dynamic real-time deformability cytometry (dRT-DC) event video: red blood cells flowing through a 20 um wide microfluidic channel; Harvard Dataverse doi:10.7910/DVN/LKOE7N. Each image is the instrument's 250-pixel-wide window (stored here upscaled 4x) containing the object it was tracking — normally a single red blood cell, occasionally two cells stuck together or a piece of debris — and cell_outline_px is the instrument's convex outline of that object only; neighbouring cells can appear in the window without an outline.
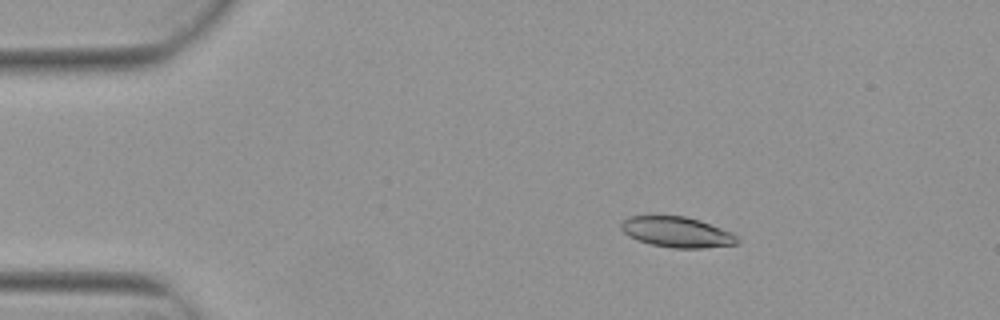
{"species": "Egyptian fruit bat (a non-hibernating species)", "species_latin": "Rousettus aegyptiacus", "temperature_condition": "warm", "stored_images_in_passage": 5, "camera_frame_rate_fps": 3000, "um_per_image_px": 0.085, "animal": {"sex": "female"}, "frame": {"image": 1, "passage_image": 3, "time_ms": 0.667, "image_size_px": [1000, 320], "cell_outline_px": [[740, 240], [736, 244], [704, 248], [672, 248], [652, 244], [628, 236], [620, 228], [620, 224], [624, 220], [632, 216], [684, 216], [700, 220], [732, 232]], "centroid_in_image_um": [57.56, 19.73], "position_along_channel_um": 27.4, "area_um2": 20.52}}